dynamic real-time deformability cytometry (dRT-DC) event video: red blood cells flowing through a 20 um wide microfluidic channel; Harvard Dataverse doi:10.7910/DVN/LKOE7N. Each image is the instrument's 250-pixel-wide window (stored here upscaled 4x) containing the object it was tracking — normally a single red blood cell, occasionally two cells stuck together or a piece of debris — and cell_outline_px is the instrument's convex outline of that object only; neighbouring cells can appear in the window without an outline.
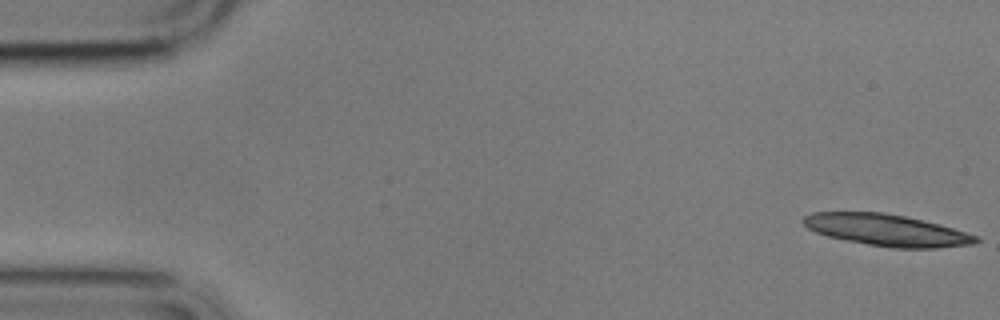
{"species": "common noctule bat (a hibernating species)", "species_latin": "Nyctalus noctula", "temperature_condition": "cold", "stored_images_in_passage": 11, "camera_frame_rate_fps": 3000, "um_per_image_px": 0.085, "animal": {"sex": "male", "body_mass_g": 17.9}, "frame": {"image": 1, "passage_image": 1, "time_ms": 0.0, "image_size_px": [1000, 320], "cell_outline_px": [[980, 240], [972, 244], [936, 248], [892, 248], [868, 244], [828, 236], [816, 232], [808, 228], [800, 220], [804, 216], [812, 212], [884, 212], [904, 216], [940, 224], [980, 236]], "centroid_in_image_um": [75.39, 19.55], "position_along_channel_um": 9.6, "area_um2": 31.79}}
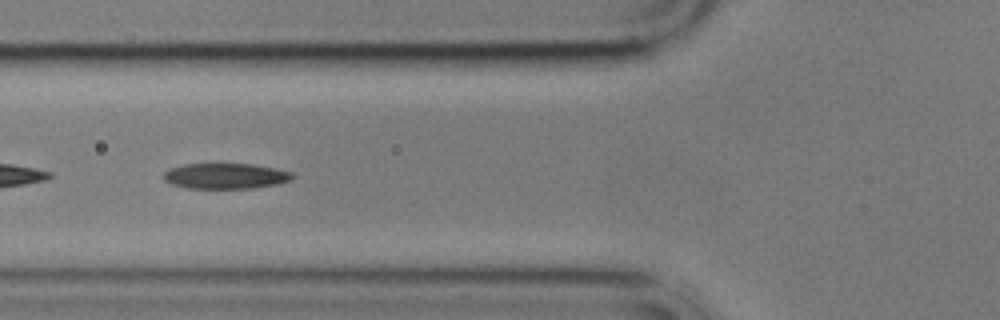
{"frame": {"image": 2, "passage_image": 6, "time_ms": 6.667, "image_size_px": [1000, 320], "cell_outline_px": [[296, 176], [292, 180], [280, 184], [252, 188], [188, 188], [172, 184], [164, 180], [160, 176], [164, 172], [172, 168], [184, 164], [252, 164], [276, 168], [292, 172]], "centroid_in_image_um": [19.21, 14.96], "position_along_channel_um": 106.6, "area_um2": 19.36}}
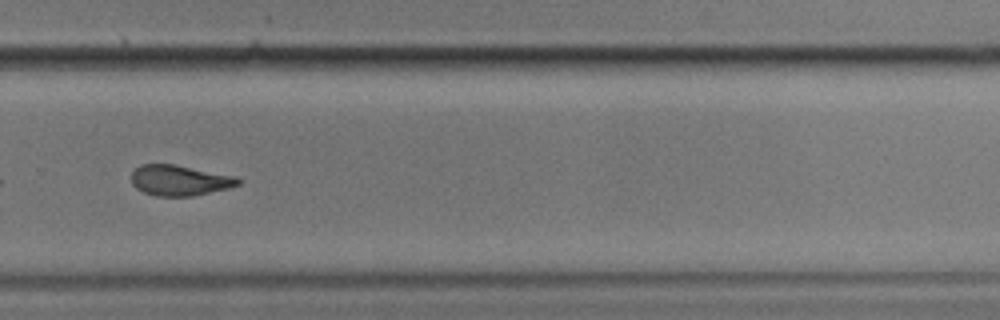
{"frame": {"image": 3, "passage_image": 11, "time_ms": 12.667, "image_size_px": [1000, 320], "cell_outline_px": [[240, 184], [228, 188], [192, 196], [156, 196], [144, 192], [136, 188], [132, 184], [132, 172], [140, 164], [172, 164], [236, 176], [240, 180]], "centroid_in_image_um": [15.25, 15.33], "position_along_channel_um": 314.6, "area_um2": 18.84}}